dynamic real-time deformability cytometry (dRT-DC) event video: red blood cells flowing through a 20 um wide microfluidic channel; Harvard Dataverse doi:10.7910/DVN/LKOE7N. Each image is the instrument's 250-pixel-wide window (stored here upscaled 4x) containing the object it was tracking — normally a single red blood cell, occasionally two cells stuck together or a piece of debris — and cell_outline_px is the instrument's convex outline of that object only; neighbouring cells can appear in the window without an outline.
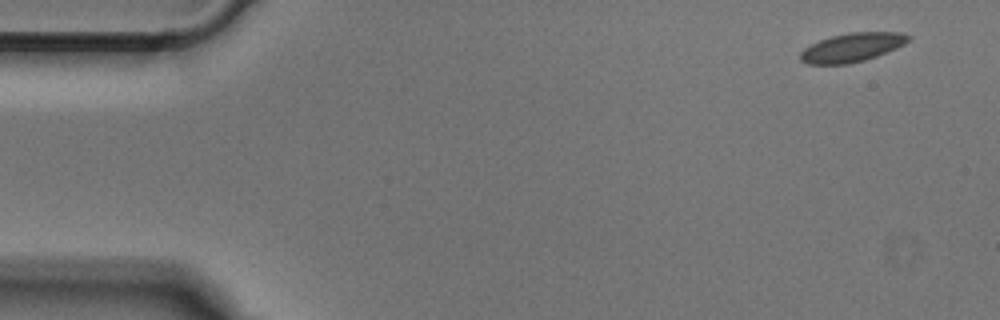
{"species": "Egyptian fruit bat (a non-hibernating species)", "species_latin": "Rousettus aegyptiacus", "temperature_condition": "cold", "stored_images_in_passage": 49, "camera_frame_rate_fps": 3000, "um_per_image_px": 0.085, "animal": {"sex": "male"}, "frame": {"image": 1, "passage_image": 1, "time_ms": 0.0, "image_size_px": [1000, 320], "cell_outline_px": [[912, 36], [904, 44], [896, 48], [876, 56], [864, 60], [848, 64], [808, 64], [800, 60], [800, 52], [804, 48], [820, 40], [832, 36], [848, 32], [900, 32]], "centroid_in_image_um": [72.42, 4.03], "position_along_channel_um": 12.6, "area_um2": 18.03}}
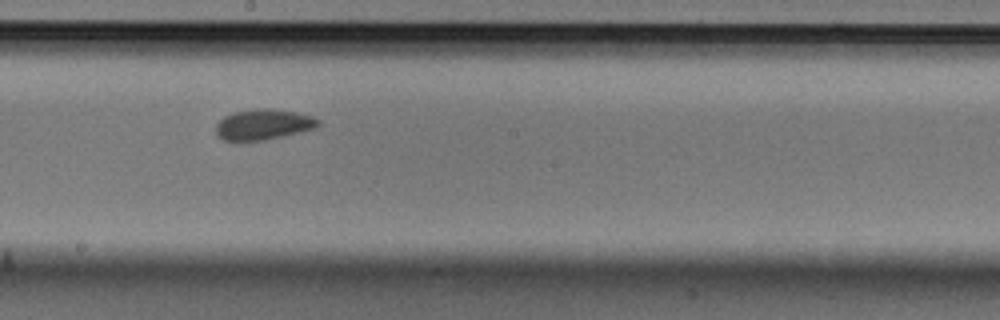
{"frame": {"image": 2, "passage_image": 26, "time_ms": 8.333, "image_size_px": [1000, 320], "cell_outline_px": [[320, 124], [316, 128], [284, 136], [264, 140], [224, 140], [216, 136], [216, 124], [224, 116], [232, 112], [256, 108], [272, 108], [296, 112], [312, 116], [320, 120]], "centroid_in_image_um": [22.39, 10.57], "position_along_channel_um": 225.8, "area_um2": 18.38}}
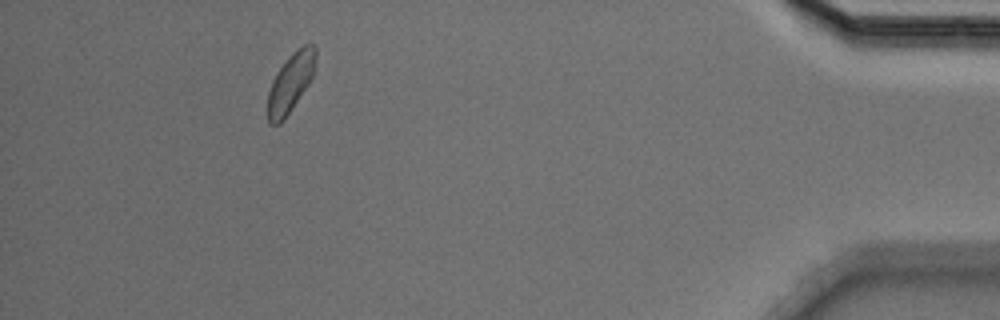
{"frame": {"image": 3, "passage_image": 45, "time_ms": 14.667, "image_size_px": [1000, 320], "cell_outline_px": [[316, 60], [312, 76], [308, 84], [280, 124], [268, 124], [268, 92], [272, 80], [276, 72], [288, 56], [296, 48], [304, 44], [316, 44]], "centroid_in_image_um": [24.7, 6.97], "position_along_channel_um": 410.5, "area_um2": 16.36}}